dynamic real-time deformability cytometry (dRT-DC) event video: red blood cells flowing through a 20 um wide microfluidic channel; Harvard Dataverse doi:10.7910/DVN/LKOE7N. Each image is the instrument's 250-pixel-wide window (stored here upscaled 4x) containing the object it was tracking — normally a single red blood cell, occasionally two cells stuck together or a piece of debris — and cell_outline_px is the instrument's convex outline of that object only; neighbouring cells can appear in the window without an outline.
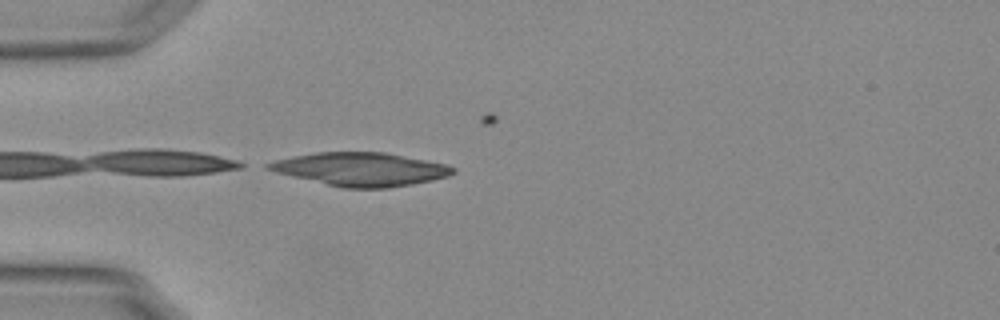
{"species": "Egyptian fruit bat (a non-hibernating species)", "species_latin": "Rousettus aegyptiacus", "temperature_condition": "warm", "stored_images_in_passage": 3, "camera_frame_rate_fps": 3000, "um_per_image_px": 0.085, "animal": {"sex": "female"}, "frame": {"image": 1, "passage_image": 3, "time_ms": 0.667, "image_size_px": [1000, 320], "cell_outline_px": [[456, 172], [448, 176], [432, 180], [412, 184], [388, 188], [344, 188], [292, 176], [276, 172], [264, 168], [264, 164], [276, 160], [316, 152], [384, 152], [444, 164], [456, 168]], "centroid_in_image_um": [30.66, 14.39], "position_along_channel_um": 54.3, "area_um2": 35.49}}